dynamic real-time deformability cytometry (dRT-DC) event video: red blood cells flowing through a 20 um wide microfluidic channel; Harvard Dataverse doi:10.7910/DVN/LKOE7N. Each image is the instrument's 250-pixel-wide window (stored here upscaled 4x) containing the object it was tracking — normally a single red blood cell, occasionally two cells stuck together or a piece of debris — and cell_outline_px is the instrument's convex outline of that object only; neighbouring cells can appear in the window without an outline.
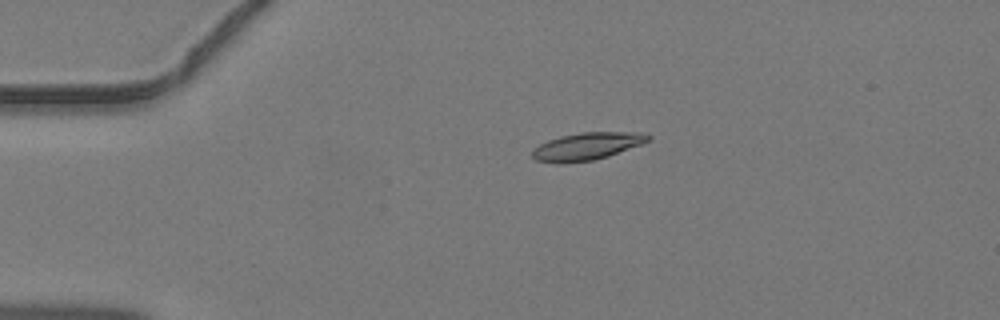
{"species": "common noctule bat (a hibernating species)", "species_latin": "Nyctalus noctula", "temperature_condition": "warm", "stored_images_in_passage": 37, "camera_frame_rate_fps": 3000, "um_per_image_px": 0.085, "animal": {"sex": "male", "body_mass_g": 19.2, "forearm_length_mm": 51.8}, "frame": {"image": 1, "passage_image": 1, "time_ms": 0.0, "image_size_px": [1000, 320], "cell_outline_px": [[652, 136], [648, 140], [640, 144], [608, 156], [592, 160], [560, 164], [556, 164], [536, 160], [532, 156], [532, 152], [540, 144], [548, 140], [560, 136], [580, 132], [640, 132]], "centroid_in_image_um": [49.86, 12.43], "position_along_channel_um": 35.1, "area_um2": 18.38}}
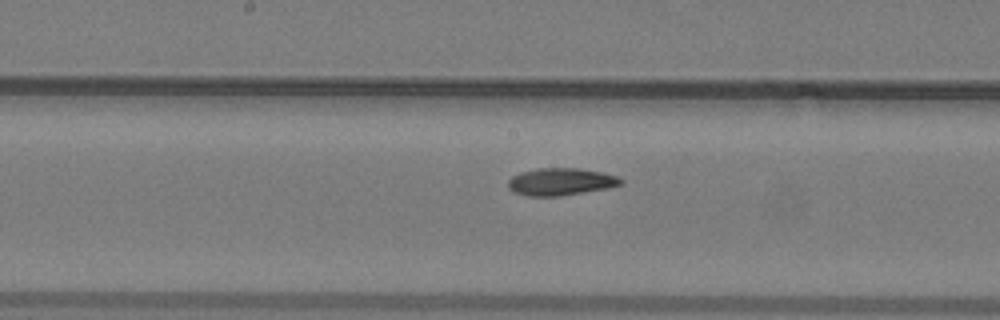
{"frame": {"image": 2, "passage_image": 15, "time_ms": 4.667, "image_size_px": [1000, 320], "cell_outline_px": [[624, 184], [608, 188], [560, 196], [528, 196], [512, 192], [508, 188], [508, 180], [512, 176], [520, 172], [536, 168], [576, 168], [600, 172], [616, 176], [624, 180]], "centroid_in_image_um": [47.64, 15.45], "position_along_channel_um": 200.6, "area_um2": 18.03}}
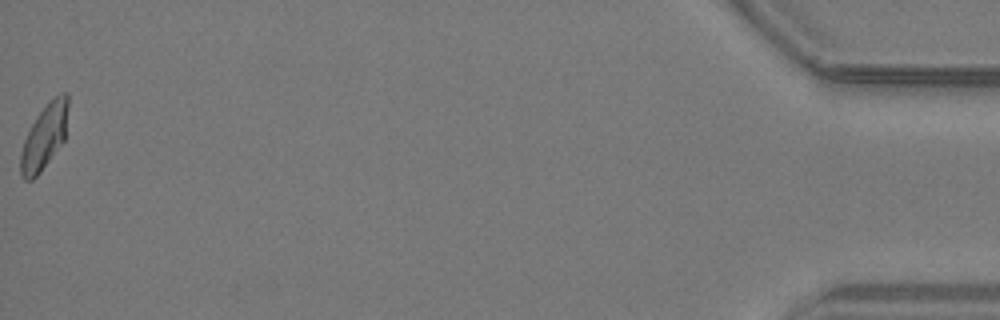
{"frame": {"image": 3, "passage_image": 37, "time_ms": 12.0, "image_size_px": [1000, 320], "cell_outline_px": [[68, 108], [64, 140], [40, 172], [32, 180], [24, 180], [20, 176], [20, 156], [24, 140], [36, 116], [60, 92], [68, 92]], "centroid_in_image_um": [3.76, 11.64], "position_along_channel_um": 431.4, "area_um2": 17.63}}